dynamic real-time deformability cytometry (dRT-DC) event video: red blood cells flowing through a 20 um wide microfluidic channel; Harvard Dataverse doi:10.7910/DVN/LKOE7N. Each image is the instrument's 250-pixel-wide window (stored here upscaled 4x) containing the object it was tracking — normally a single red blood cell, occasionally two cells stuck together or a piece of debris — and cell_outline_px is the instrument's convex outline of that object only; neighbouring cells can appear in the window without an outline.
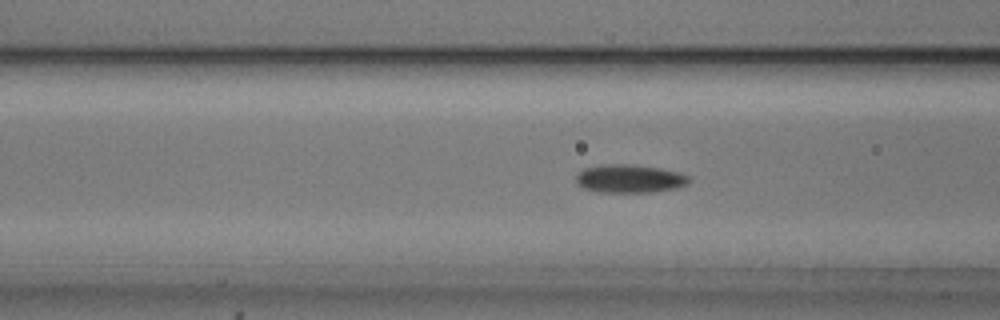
{"species": "common noctule bat (a hibernating species)", "species_latin": "Nyctalus noctula", "temperature_condition": "cold", "stored_images_in_passage": 46, "camera_frame_rate_fps": 3000, "um_per_image_px": 0.085, "animal": {"sex": "male", "body_mass_g": 20.5, "forearm_length_mm": 52.5}, "frame": {"image": 1, "passage_image": 20, "time_ms": 6.333, "image_size_px": [1000, 320], "cell_outline_px": [[692, 180], [688, 184], [676, 188], [652, 192], [600, 192], [584, 188], [576, 184], [576, 176], [584, 168], [604, 164], [632, 164], [660, 168], [680, 172], [692, 176]], "centroid_in_image_um": [53.57, 15.18], "position_along_channel_um": 113.0, "area_um2": 18.84}}
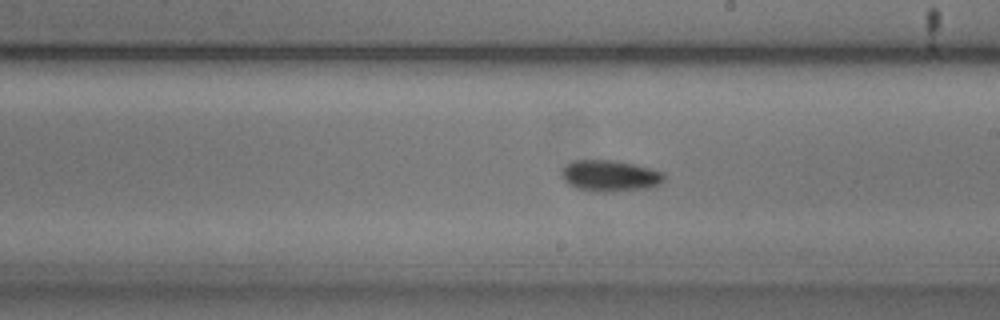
{"frame": {"image": 2, "passage_image": 30, "time_ms": 9.667, "image_size_px": [1000, 320], "cell_outline_px": [[664, 180], [660, 184], [648, 188], [612, 192], [592, 192], [576, 188], [568, 184], [564, 180], [560, 172], [572, 160], [612, 160], [632, 164], [664, 172]], "centroid_in_image_um": [51.83, 14.96], "position_along_channel_um": 237.2, "area_um2": 18.73}}
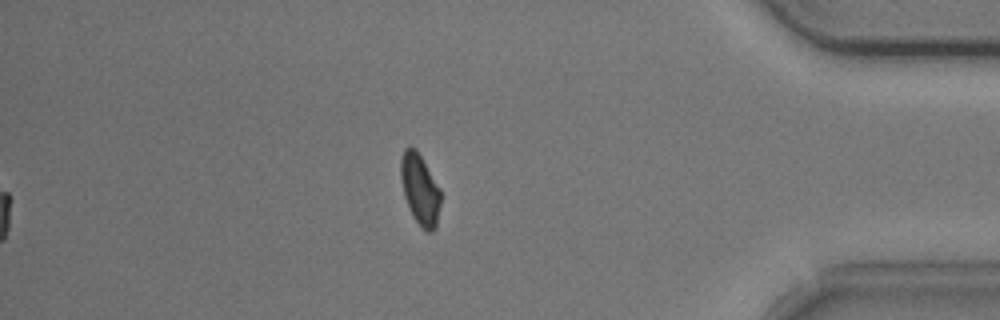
{"frame": {"image": 3, "passage_image": 46, "time_ms": 15.0, "image_size_px": [1000, 320], "cell_outline_px": [[440, 204], [436, 228], [432, 232], [428, 232], [420, 228], [412, 216], [404, 196], [400, 176], [400, 160], [404, 148], [416, 148], [440, 188]], "centroid_in_image_um": [35.69, 16.13], "position_along_channel_um": 399.5, "area_um2": 16.59}, "authors_computed_cell_mechanics": {"area_um2": 17.2822, "velocity_mm_per_s": 3.7231, "shape_relaxation_time_tau1_ms": 1.9394, "shape_relaxation_time_tau2_ms": null, "deformation_change_tau1": 0.0896, "deformation_change_tau2": null}}